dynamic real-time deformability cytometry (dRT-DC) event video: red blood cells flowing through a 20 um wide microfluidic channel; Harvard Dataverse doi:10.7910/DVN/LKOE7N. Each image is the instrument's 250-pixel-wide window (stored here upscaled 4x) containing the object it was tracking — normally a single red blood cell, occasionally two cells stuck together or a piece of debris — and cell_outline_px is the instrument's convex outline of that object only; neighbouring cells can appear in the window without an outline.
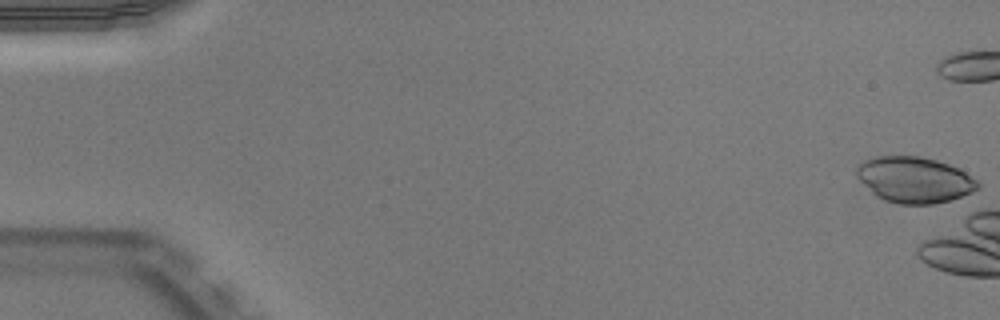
{"species": "Egyptian fruit bat (a non-hibernating species)", "species_latin": "Rousettus aegyptiacus", "temperature_condition": "warm", "stored_images_in_passage": 6, "camera_frame_rate_fps": 3000, "um_per_image_px": 0.085, "animal": {"sex": "male"}, "frame": {"image": 1, "passage_image": 1, "time_ms": 0.0, "image_size_px": [1000, 320], "cell_outline_px": [[980, 188], [972, 192], [948, 200], [932, 204], [900, 204], [884, 200], [876, 196], [856, 176], [856, 168], [864, 160], [876, 156], [920, 156], [936, 160], [960, 168], [976, 180], [980, 184]], "centroid_in_image_um": [77.72, 15.27], "position_along_channel_um": 7.3, "area_um2": 32.31}}